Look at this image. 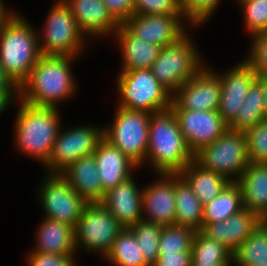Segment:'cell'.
<instances>
[{"instance_id":"cell-1","label":"cell","mask_w":267,"mask_h":266,"mask_svg":"<svg viewBox=\"0 0 267 266\" xmlns=\"http://www.w3.org/2000/svg\"><path fill=\"white\" fill-rule=\"evenodd\" d=\"M72 56L42 55L19 87V100L35 106L57 108V102L73 95L76 83L70 71Z\"/></svg>"},{"instance_id":"cell-2","label":"cell","mask_w":267,"mask_h":266,"mask_svg":"<svg viewBox=\"0 0 267 266\" xmlns=\"http://www.w3.org/2000/svg\"><path fill=\"white\" fill-rule=\"evenodd\" d=\"M147 158L158 174L180 173L194 160L171 108L150 116Z\"/></svg>"},{"instance_id":"cell-3","label":"cell","mask_w":267,"mask_h":266,"mask_svg":"<svg viewBox=\"0 0 267 266\" xmlns=\"http://www.w3.org/2000/svg\"><path fill=\"white\" fill-rule=\"evenodd\" d=\"M29 24L22 16L14 14L0 30V64L18 87L42 56L39 34Z\"/></svg>"},{"instance_id":"cell-4","label":"cell","mask_w":267,"mask_h":266,"mask_svg":"<svg viewBox=\"0 0 267 266\" xmlns=\"http://www.w3.org/2000/svg\"><path fill=\"white\" fill-rule=\"evenodd\" d=\"M19 106L15 121L17 146L20 151L46 164L60 131L58 110L22 100Z\"/></svg>"},{"instance_id":"cell-5","label":"cell","mask_w":267,"mask_h":266,"mask_svg":"<svg viewBox=\"0 0 267 266\" xmlns=\"http://www.w3.org/2000/svg\"><path fill=\"white\" fill-rule=\"evenodd\" d=\"M194 160L205 169L223 175L230 182L238 181L250 163L246 133L228 129L213 143L195 153Z\"/></svg>"},{"instance_id":"cell-6","label":"cell","mask_w":267,"mask_h":266,"mask_svg":"<svg viewBox=\"0 0 267 266\" xmlns=\"http://www.w3.org/2000/svg\"><path fill=\"white\" fill-rule=\"evenodd\" d=\"M118 77L119 107L151 114L170 108L172 95L156 80L150 69L121 71Z\"/></svg>"},{"instance_id":"cell-7","label":"cell","mask_w":267,"mask_h":266,"mask_svg":"<svg viewBox=\"0 0 267 266\" xmlns=\"http://www.w3.org/2000/svg\"><path fill=\"white\" fill-rule=\"evenodd\" d=\"M186 34L162 47L150 69L156 80L172 95L203 68L202 60Z\"/></svg>"},{"instance_id":"cell-8","label":"cell","mask_w":267,"mask_h":266,"mask_svg":"<svg viewBox=\"0 0 267 266\" xmlns=\"http://www.w3.org/2000/svg\"><path fill=\"white\" fill-rule=\"evenodd\" d=\"M151 113L118 106L111 127L104 128V138L140 167L146 159Z\"/></svg>"},{"instance_id":"cell-9","label":"cell","mask_w":267,"mask_h":266,"mask_svg":"<svg viewBox=\"0 0 267 266\" xmlns=\"http://www.w3.org/2000/svg\"><path fill=\"white\" fill-rule=\"evenodd\" d=\"M46 21L43 36L45 38L42 43H39L41 54L77 57V53L81 51L84 44L85 36L63 0L57 1L52 7Z\"/></svg>"},{"instance_id":"cell-10","label":"cell","mask_w":267,"mask_h":266,"mask_svg":"<svg viewBox=\"0 0 267 266\" xmlns=\"http://www.w3.org/2000/svg\"><path fill=\"white\" fill-rule=\"evenodd\" d=\"M122 229L101 203H88L74 228L76 249L83 246L81 248L99 251L105 257Z\"/></svg>"},{"instance_id":"cell-11","label":"cell","mask_w":267,"mask_h":266,"mask_svg":"<svg viewBox=\"0 0 267 266\" xmlns=\"http://www.w3.org/2000/svg\"><path fill=\"white\" fill-rule=\"evenodd\" d=\"M104 138V129L80 126L59 131L50 158L46 162L49 174H59L81 157L92 155Z\"/></svg>"},{"instance_id":"cell-12","label":"cell","mask_w":267,"mask_h":266,"mask_svg":"<svg viewBox=\"0 0 267 266\" xmlns=\"http://www.w3.org/2000/svg\"><path fill=\"white\" fill-rule=\"evenodd\" d=\"M48 175L39 191L45 218L64 222L75 228L88 203L60 174Z\"/></svg>"},{"instance_id":"cell-13","label":"cell","mask_w":267,"mask_h":266,"mask_svg":"<svg viewBox=\"0 0 267 266\" xmlns=\"http://www.w3.org/2000/svg\"><path fill=\"white\" fill-rule=\"evenodd\" d=\"M221 97L219 75L202 68L172 95L171 109L195 111L218 110Z\"/></svg>"},{"instance_id":"cell-14","label":"cell","mask_w":267,"mask_h":266,"mask_svg":"<svg viewBox=\"0 0 267 266\" xmlns=\"http://www.w3.org/2000/svg\"><path fill=\"white\" fill-rule=\"evenodd\" d=\"M182 13L133 14L121 25L134 37L161 47L176 42L186 32Z\"/></svg>"},{"instance_id":"cell-15","label":"cell","mask_w":267,"mask_h":266,"mask_svg":"<svg viewBox=\"0 0 267 266\" xmlns=\"http://www.w3.org/2000/svg\"><path fill=\"white\" fill-rule=\"evenodd\" d=\"M172 110L179 122L180 130L186 143L193 154L197 153L202 147L213 143L229 129L218 110Z\"/></svg>"},{"instance_id":"cell-16","label":"cell","mask_w":267,"mask_h":266,"mask_svg":"<svg viewBox=\"0 0 267 266\" xmlns=\"http://www.w3.org/2000/svg\"><path fill=\"white\" fill-rule=\"evenodd\" d=\"M221 81V97L218 112L224 122L230 126L237 118L248 89L257 79V73L252 65L243 61L228 70L226 74L219 75Z\"/></svg>"},{"instance_id":"cell-17","label":"cell","mask_w":267,"mask_h":266,"mask_svg":"<svg viewBox=\"0 0 267 266\" xmlns=\"http://www.w3.org/2000/svg\"><path fill=\"white\" fill-rule=\"evenodd\" d=\"M160 181L142 189V210L146 221L162 226L175 224V173H160Z\"/></svg>"},{"instance_id":"cell-18","label":"cell","mask_w":267,"mask_h":266,"mask_svg":"<svg viewBox=\"0 0 267 266\" xmlns=\"http://www.w3.org/2000/svg\"><path fill=\"white\" fill-rule=\"evenodd\" d=\"M142 193L131 176L107 191L100 203L123 228H131L145 216L142 214Z\"/></svg>"},{"instance_id":"cell-19","label":"cell","mask_w":267,"mask_h":266,"mask_svg":"<svg viewBox=\"0 0 267 266\" xmlns=\"http://www.w3.org/2000/svg\"><path fill=\"white\" fill-rule=\"evenodd\" d=\"M259 221L260 218L255 213L242 209L223 221L203 224L201 231L233 253L255 230Z\"/></svg>"},{"instance_id":"cell-20","label":"cell","mask_w":267,"mask_h":266,"mask_svg":"<svg viewBox=\"0 0 267 266\" xmlns=\"http://www.w3.org/2000/svg\"><path fill=\"white\" fill-rule=\"evenodd\" d=\"M98 175L106 193L132 176V168L138 167L122 151L103 138L93 153Z\"/></svg>"},{"instance_id":"cell-21","label":"cell","mask_w":267,"mask_h":266,"mask_svg":"<svg viewBox=\"0 0 267 266\" xmlns=\"http://www.w3.org/2000/svg\"><path fill=\"white\" fill-rule=\"evenodd\" d=\"M70 8L81 32L88 35H105L115 32L119 23L108 12L102 0H63Z\"/></svg>"},{"instance_id":"cell-22","label":"cell","mask_w":267,"mask_h":266,"mask_svg":"<svg viewBox=\"0 0 267 266\" xmlns=\"http://www.w3.org/2000/svg\"><path fill=\"white\" fill-rule=\"evenodd\" d=\"M87 203H100L105 192L94 155L79 158L59 173Z\"/></svg>"},{"instance_id":"cell-23","label":"cell","mask_w":267,"mask_h":266,"mask_svg":"<svg viewBox=\"0 0 267 266\" xmlns=\"http://www.w3.org/2000/svg\"><path fill=\"white\" fill-rule=\"evenodd\" d=\"M242 192L243 208L259 218L267 216V164L252 163L236 181Z\"/></svg>"},{"instance_id":"cell-24","label":"cell","mask_w":267,"mask_h":266,"mask_svg":"<svg viewBox=\"0 0 267 266\" xmlns=\"http://www.w3.org/2000/svg\"><path fill=\"white\" fill-rule=\"evenodd\" d=\"M115 33L123 55L122 71L151 69L153 62L158 58L162 47L137 39L121 24Z\"/></svg>"},{"instance_id":"cell-25","label":"cell","mask_w":267,"mask_h":266,"mask_svg":"<svg viewBox=\"0 0 267 266\" xmlns=\"http://www.w3.org/2000/svg\"><path fill=\"white\" fill-rule=\"evenodd\" d=\"M37 246L34 252L51 254H74L75 231L74 227L64 222L45 218L38 230Z\"/></svg>"},{"instance_id":"cell-26","label":"cell","mask_w":267,"mask_h":266,"mask_svg":"<svg viewBox=\"0 0 267 266\" xmlns=\"http://www.w3.org/2000/svg\"><path fill=\"white\" fill-rule=\"evenodd\" d=\"M179 175L189 184L203 205L215 199L230 183L223 175L205 169L195 160L190 162Z\"/></svg>"},{"instance_id":"cell-27","label":"cell","mask_w":267,"mask_h":266,"mask_svg":"<svg viewBox=\"0 0 267 266\" xmlns=\"http://www.w3.org/2000/svg\"><path fill=\"white\" fill-rule=\"evenodd\" d=\"M175 201V224L200 231L203 227V204L179 173H175Z\"/></svg>"},{"instance_id":"cell-28","label":"cell","mask_w":267,"mask_h":266,"mask_svg":"<svg viewBox=\"0 0 267 266\" xmlns=\"http://www.w3.org/2000/svg\"><path fill=\"white\" fill-rule=\"evenodd\" d=\"M242 209L240 186L237 182H230L215 199L203 205V224L223 221Z\"/></svg>"},{"instance_id":"cell-29","label":"cell","mask_w":267,"mask_h":266,"mask_svg":"<svg viewBox=\"0 0 267 266\" xmlns=\"http://www.w3.org/2000/svg\"><path fill=\"white\" fill-rule=\"evenodd\" d=\"M265 97L261 83L256 79L248 89V94L237 113V118L229 129L246 132L254 125L264 120Z\"/></svg>"},{"instance_id":"cell-30","label":"cell","mask_w":267,"mask_h":266,"mask_svg":"<svg viewBox=\"0 0 267 266\" xmlns=\"http://www.w3.org/2000/svg\"><path fill=\"white\" fill-rule=\"evenodd\" d=\"M105 258L116 266H149L130 228H123Z\"/></svg>"},{"instance_id":"cell-31","label":"cell","mask_w":267,"mask_h":266,"mask_svg":"<svg viewBox=\"0 0 267 266\" xmlns=\"http://www.w3.org/2000/svg\"><path fill=\"white\" fill-rule=\"evenodd\" d=\"M193 265H230L232 252L220 242L196 231L191 248Z\"/></svg>"},{"instance_id":"cell-32","label":"cell","mask_w":267,"mask_h":266,"mask_svg":"<svg viewBox=\"0 0 267 266\" xmlns=\"http://www.w3.org/2000/svg\"><path fill=\"white\" fill-rule=\"evenodd\" d=\"M232 260L239 266L267 265V234L260 225L232 253Z\"/></svg>"},{"instance_id":"cell-33","label":"cell","mask_w":267,"mask_h":266,"mask_svg":"<svg viewBox=\"0 0 267 266\" xmlns=\"http://www.w3.org/2000/svg\"><path fill=\"white\" fill-rule=\"evenodd\" d=\"M130 229L137 239L145 262L153 266L159 256L158 246L162 225L142 219Z\"/></svg>"},{"instance_id":"cell-34","label":"cell","mask_w":267,"mask_h":266,"mask_svg":"<svg viewBox=\"0 0 267 266\" xmlns=\"http://www.w3.org/2000/svg\"><path fill=\"white\" fill-rule=\"evenodd\" d=\"M196 231L181 225L162 226L159 253H181L191 251Z\"/></svg>"},{"instance_id":"cell-35","label":"cell","mask_w":267,"mask_h":266,"mask_svg":"<svg viewBox=\"0 0 267 266\" xmlns=\"http://www.w3.org/2000/svg\"><path fill=\"white\" fill-rule=\"evenodd\" d=\"M245 133L249 161L267 164V121H260Z\"/></svg>"},{"instance_id":"cell-36","label":"cell","mask_w":267,"mask_h":266,"mask_svg":"<svg viewBox=\"0 0 267 266\" xmlns=\"http://www.w3.org/2000/svg\"><path fill=\"white\" fill-rule=\"evenodd\" d=\"M240 3L248 31L253 36L267 31V0H243Z\"/></svg>"},{"instance_id":"cell-37","label":"cell","mask_w":267,"mask_h":266,"mask_svg":"<svg viewBox=\"0 0 267 266\" xmlns=\"http://www.w3.org/2000/svg\"><path fill=\"white\" fill-rule=\"evenodd\" d=\"M220 0H180V9L183 17L189 23L201 25L214 13Z\"/></svg>"},{"instance_id":"cell-38","label":"cell","mask_w":267,"mask_h":266,"mask_svg":"<svg viewBox=\"0 0 267 266\" xmlns=\"http://www.w3.org/2000/svg\"><path fill=\"white\" fill-rule=\"evenodd\" d=\"M253 38L250 55L246 60L252 65L257 75L267 77V31L257 33Z\"/></svg>"},{"instance_id":"cell-39","label":"cell","mask_w":267,"mask_h":266,"mask_svg":"<svg viewBox=\"0 0 267 266\" xmlns=\"http://www.w3.org/2000/svg\"><path fill=\"white\" fill-rule=\"evenodd\" d=\"M182 13L180 0H135L133 14H171Z\"/></svg>"},{"instance_id":"cell-40","label":"cell","mask_w":267,"mask_h":266,"mask_svg":"<svg viewBox=\"0 0 267 266\" xmlns=\"http://www.w3.org/2000/svg\"><path fill=\"white\" fill-rule=\"evenodd\" d=\"M73 254H51L31 251L28 266H75ZM75 264V265H74Z\"/></svg>"},{"instance_id":"cell-41","label":"cell","mask_w":267,"mask_h":266,"mask_svg":"<svg viewBox=\"0 0 267 266\" xmlns=\"http://www.w3.org/2000/svg\"><path fill=\"white\" fill-rule=\"evenodd\" d=\"M108 12L119 23L133 15L135 0H102Z\"/></svg>"},{"instance_id":"cell-42","label":"cell","mask_w":267,"mask_h":266,"mask_svg":"<svg viewBox=\"0 0 267 266\" xmlns=\"http://www.w3.org/2000/svg\"><path fill=\"white\" fill-rule=\"evenodd\" d=\"M191 251L181 253H159L156 263L153 266H191Z\"/></svg>"},{"instance_id":"cell-43","label":"cell","mask_w":267,"mask_h":266,"mask_svg":"<svg viewBox=\"0 0 267 266\" xmlns=\"http://www.w3.org/2000/svg\"><path fill=\"white\" fill-rule=\"evenodd\" d=\"M19 96V89H0V114L7 108L9 103L12 101V94ZM11 100V101H10Z\"/></svg>"},{"instance_id":"cell-44","label":"cell","mask_w":267,"mask_h":266,"mask_svg":"<svg viewBox=\"0 0 267 266\" xmlns=\"http://www.w3.org/2000/svg\"><path fill=\"white\" fill-rule=\"evenodd\" d=\"M0 89H19V87L9 78L0 64Z\"/></svg>"},{"instance_id":"cell-45","label":"cell","mask_w":267,"mask_h":266,"mask_svg":"<svg viewBox=\"0 0 267 266\" xmlns=\"http://www.w3.org/2000/svg\"><path fill=\"white\" fill-rule=\"evenodd\" d=\"M4 2H2V0H0V30L3 28V26L5 25V23L14 15V13L12 12H7L6 9H4Z\"/></svg>"},{"instance_id":"cell-46","label":"cell","mask_w":267,"mask_h":266,"mask_svg":"<svg viewBox=\"0 0 267 266\" xmlns=\"http://www.w3.org/2000/svg\"><path fill=\"white\" fill-rule=\"evenodd\" d=\"M257 80L262 85V90H263V94H264V97H265L264 120L267 121V77L266 76L257 75Z\"/></svg>"},{"instance_id":"cell-47","label":"cell","mask_w":267,"mask_h":266,"mask_svg":"<svg viewBox=\"0 0 267 266\" xmlns=\"http://www.w3.org/2000/svg\"><path fill=\"white\" fill-rule=\"evenodd\" d=\"M259 225L265 230L267 234V216L260 218Z\"/></svg>"},{"instance_id":"cell-48","label":"cell","mask_w":267,"mask_h":266,"mask_svg":"<svg viewBox=\"0 0 267 266\" xmlns=\"http://www.w3.org/2000/svg\"><path fill=\"white\" fill-rule=\"evenodd\" d=\"M191 266H231V265H191Z\"/></svg>"}]
</instances>
